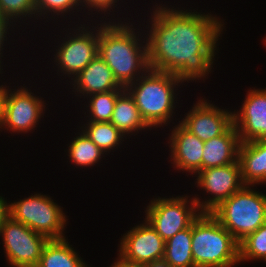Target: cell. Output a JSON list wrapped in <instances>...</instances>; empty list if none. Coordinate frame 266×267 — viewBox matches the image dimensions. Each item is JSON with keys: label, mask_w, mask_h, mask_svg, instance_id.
<instances>
[{"label": "cell", "mask_w": 266, "mask_h": 267, "mask_svg": "<svg viewBox=\"0 0 266 267\" xmlns=\"http://www.w3.org/2000/svg\"><path fill=\"white\" fill-rule=\"evenodd\" d=\"M156 4L145 31L150 69L174 74L183 83L205 82L213 71L225 20L217 14Z\"/></svg>", "instance_id": "cell-1"}, {"label": "cell", "mask_w": 266, "mask_h": 267, "mask_svg": "<svg viewBox=\"0 0 266 267\" xmlns=\"http://www.w3.org/2000/svg\"><path fill=\"white\" fill-rule=\"evenodd\" d=\"M112 14L109 21H100L98 55L113 71L117 82L126 88L150 68L146 34L145 30L140 32L128 16L129 21L124 17L116 19V14Z\"/></svg>", "instance_id": "cell-2"}, {"label": "cell", "mask_w": 266, "mask_h": 267, "mask_svg": "<svg viewBox=\"0 0 266 267\" xmlns=\"http://www.w3.org/2000/svg\"><path fill=\"white\" fill-rule=\"evenodd\" d=\"M182 85L185 84L174 74L149 68L125 89L133 97L145 122L157 129L173 121L178 106L179 92L176 91Z\"/></svg>", "instance_id": "cell-3"}, {"label": "cell", "mask_w": 266, "mask_h": 267, "mask_svg": "<svg viewBox=\"0 0 266 267\" xmlns=\"http://www.w3.org/2000/svg\"><path fill=\"white\" fill-rule=\"evenodd\" d=\"M191 250L195 267H234L239 263V243L211 213L192 222Z\"/></svg>", "instance_id": "cell-4"}, {"label": "cell", "mask_w": 266, "mask_h": 267, "mask_svg": "<svg viewBox=\"0 0 266 267\" xmlns=\"http://www.w3.org/2000/svg\"><path fill=\"white\" fill-rule=\"evenodd\" d=\"M254 187L244 185L211 212L238 243L266 222V195Z\"/></svg>", "instance_id": "cell-5"}, {"label": "cell", "mask_w": 266, "mask_h": 267, "mask_svg": "<svg viewBox=\"0 0 266 267\" xmlns=\"http://www.w3.org/2000/svg\"><path fill=\"white\" fill-rule=\"evenodd\" d=\"M89 17L90 16H86L84 21H90L92 25L94 23L95 26H92L90 22H87L88 24L83 23V25L78 22L76 25L74 20L72 23H74L75 26L72 24V28L69 27L70 29H66L65 27L60 35L54 34L56 37L60 36L57 38V42L60 43L58 46H54L58 48L54 50L55 54L53 57H55L51 59H55L53 63L55 64V68H57L56 74L59 76V73H61L60 76H64L62 78L65 79L66 77H68L69 80L71 78V80L68 81L69 83L98 55L100 22L99 19L95 20L94 18L93 20H89ZM65 31L67 33H63ZM63 34L65 37H63Z\"/></svg>", "instance_id": "cell-6"}, {"label": "cell", "mask_w": 266, "mask_h": 267, "mask_svg": "<svg viewBox=\"0 0 266 267\" xmlns=\"http://www.w3.org/2000/svg\"><path fill=\"white\" fill-rule=\"evenodd\" d=\"M63 207L48 194L34 193L24 199L10 202V216L33 231L50 239L66 238L67 216Z\"/></svg>", "instance_id": "cell-7"}, {"label": "cell", "mask_w": 266, "mask_h": 267, "mask_svg": "<svg viewBox=\"0 0 266 267\" xmlns=\"http://www.w3.org/2000/svg\"><path fill=\"white\" fill-rule=\"evenodd\" d=\"M157 197L146 206L145 220L165 242L188 228L201 213L193 196Z\"/></svg>", "instance_id": "cell-8"}, {"label": "cell", "mask_w": 266, "mask_h": 267, "mask_svg": "<svg viewBox=\"0 0 266 267\" xmlns=\"http://www.w3.org/2000/svg\"><path fill=\"white\" fill-rule=\"evenodd\" d=\"M10 267H36L48 238L9 216L0 230Z\"/></svg>", "instance_id": "cell-9"}, {"label": "cell", "mask_w": 266, "mask_h": 267, "mask_svg": "<svg viewBox=\"0 0 266 267\" xmlns=\"http://www.w3.org/2000/svg\"><path fill=\"white\" fill-rule=\"evenodd\" d=\"M24 85H20L17 89L15 85L7 86L1 132L7 129L6 131L11 134H16V132L17 134L31 133V131L36 130V125L39 124L41 118H44L46 105H48L45 103L46 100L44 101L43 97H39L32 92L33 90L30 91V87L28 89Z\"/></svg>", "instance_id": "cell-10"}, {"label": "cell", "mask_w": 266, "mask_h": 267, "mask_svg": "<svg viewBox=\"0 0 266 267\" xmlns=\"http://www.w3.org/2000/svg\"><path fill=\"white\" fill-rule=\"evenodd\" d=\"M192 177H197L195 179L197 188L206 194L208 193L207 195H211L204 198L205 200L202 197L193 196L201 213H211L224 200H227L244 186L239 160L225 166L200 170Z\"/></svg>", "instance_id": "cell-11"}, {"label": "cell", "mask_w": 266, "mask_h": 267, "mask_svg": "<svg viewBox=\"0 0 266 267\" xmlns=\"http://www.w3.org/2000/svg\"><path fill=\"white\" fill-rule=\"evenodd\" d=\"M124 233L120 238L118 255L125 261L145 265L155 260L163 259L165 241L155 229L145 220Z\"/></svg>", "instance_id": "cell-12"}, {"label": "cell", "mask_w": 266, "mask_h": 267, "mask_svg": "<svg viewBox=\"0 0 266 267\" xmlns=\"http://www.w3.org/2000/svg\"><path fill=\"white\" fill-rule=\"evenodd\" d=\"M197 99L179 122L204 142L222 135L233 124V111L222 109L208 99Z\"/></svg>", "instance_id": "cell-13"}, {"label": "cell", "mask_w": 266, "mask_h": 267, "mask_svg": "<svg viewBox=\"0 0 266 267\" xmlns=\"http://www.w3.org/2000/svg\"><path fill=\"white\" fill-rule=\"evenodd\" d=\"M247 92L241 108L233 112L241 143L266 139V88H251Z\"/></svg>", "instance_id": "cell-14"}, {"label": "cell", "mask_w": 266, "mask_h": 267, "mask_svg": "<svg viewBox=\"0 0 266 267\" xmlns=\"http://www.w3.org/2000/svg\"><path fill=\"white\" fill-rule=\"evenodd\" d=\"M169 136L170 161L179 172L196 175L202 170V157L205 142L177 122ZM191 173V174H190Z\"/></svg>", "instance_id": "cell-15"}, {"label": "cell", "mask_w": 266, "mask_h": 267, "mask_svg": "<svg viewBox=\"0 0 266 267\" xmlns=\"http://www.w3.org/2000/svg\"><path fill=\"white\" fill-rule=\"evenodd\" d=\"M70 92L75 93V97L83 98L91 94L108 92L112 90H125L113 75V71L97 55L71 82ZM77 94V95H76Z\"/></svg>", "instance_id": "cell-16"}, {"label": "cell", "mask_w": 266, "mask_h": 267, "mask_svg": "<svg viewBox=\"0 0 266 267\" xmlns=\"http://www.w3.org/2000/svg\"><path fill=\"white\" fill-rule=\"evenodd\" d=\"M241 141L232 124L222 135L205 141L202 170L235 163L238 160Z\"/></svg>", "instance_id": "cell-17"}, {"label": "cell", "mask_w": 266, "mask_h": 267, "mask_svg": "<svg viewBox=\"0 0 266 267\" xmlns=\"http://www.w3.org/2000/svg\"><path fill=\"white\" fill-rule=\"evenodd\" d=\"M238 160L244 185L266 184V139L241 143Z\"/></svg>", "instance_id": "cell-18"}, {"label": "cell", "mask_w": 266, "mask_h": 267, "mask_svg": "<svg viewBox=\"0 0 266 267\" xmlns=\"http://www.w3.org/2000/svg\"><path fill=\"white\" fill-rule=\"evenodd\" d=\"M110 123L128 138L142 130L152 129L142 118L133 97L126 89L117 97Z\"/></svg>", "instance_id": "cell-19"}, {"label": "cell", "mask_w": 266, "mask_h": 267, "mask_svg": "<svg viewBox=\"0 0 266 267\" xmlns=\"http://www.w3.org/2000/svg\"><path fill=\"white\" fill-rule=\"evenodd\" d=\"M67 239L48 240L36 267H91Z\"/></svg>", "instance_id": "cell-20"}, {"label": "cell", "mask_w": 266, "mask_h": 267, "mask_svg": "<svg viewBox=\"0 0 266 267\" xmlns=\"http://www.w3.org/2000/svg\"><path fill=\"white\" fill-rule=\"evenodd\" d=\"M81 125L82 126H79L80 130H82L106 155L110 154L111 150L112 152L113 150L116 151V148L124 144L122 143L124 138L125 140L128 139L110 122L86 121L85 123L82 121Z\"/></svg>", "instance_id": "cell-21"}, {"label": "cell", "mask_w": 266, "mask_h": 267, "mask_svg": "<svg viewBox=\"0 0 266 267\" xmlns=\"http://www.w3.org/2000/svg\"><path fill=\"white\" fill-rule=\"evenodd\" d=\"M75 135L77 136L70 140V144H67L68 150H64L66 155L69 156V162L72 164L74 163V165L82 169L84 167L88 169V167L101 162L103 157L105 159L106 154L98 148L82 130H79Z\"/></svg>", "instance_id": "cell-22"}, {"label": "cell", "mask_w": 266, "mask_h": 267, "mask_svg": "<svg viewBox=\"0 0 266 267\" xmlns=\"http://www.w3.org/2000/svg\"><path fill=\"white\" fill-rule=\"evenodd\" d=\"M192 224L165 242L164 260L172 267H195L191 250Z\"/></svg>", "instance_id": "cell-23"}, {"label": "cell", "mask_w": 266, "mask_h": 267, "mask_svg": "<svg viewBox=\"0 0 266 267\" xmlns=\"http://www.w3.org/2000/svg\"><path fill=\"white\" fill-rule=\"evenodd\" d=\"M35 6H36V19L37 20L41 19L40 21L46 19L45 23L46 22L49 23V21L51 22V20H53L54 22L52 21V23H55V25L56 24L59 25L58 21H56L59 19V16L61 18V21L63 22L62 18H67V15H69L68 18L70 20L72 16L73 17L74 15L78 16L79 22L80 23L82 22L81 21L82 18L79 17L81 15L77 14V12L81 13L79 0H35ZM74 12L76 13L74 14Z\"/></svg>", "instance_id": "cell-24"}, {"label": "cell", "mask_w": 266, "mask_h": 267, "mask_svg": "<svg viewBox=\"0 0 266 267\" xmlns=\"http://www.w3.org/2000/svg\"><path fill=\"white\" fill-rule=\"evenodd\" d=\"M123 91L124 90H112L91 94L86 97L88 105L85 106V104H82L87 110V112L85 111L84 113V116L87 113L85 121L110 122L117 97Z\"/></svg>", "instance_id": "cell-25"}, {"label": "cell", "mask_w": 266, "mask_h": 267, "mask_svg": "<svg viewBox=\"0 0 266 267\" xmlns=\"http://www.w3.org/2000/svg\"><path fill=\"white\" fill-rule=\"evenodd\" d=\"M266 258V222L239 243V263Z\"/></svg>", "instance_id": "cell-26"}, {"label": "cell", "mask_w": 266, "mask_h": 267, "mask_svg": "<svg viewBox=\"0 0 266 267\" xmlns=\"http://www.w3.org/2000/svg\"><path fill=\"white\" fill-rule=\"evenodd\" d=\"M0 12L15 24L20 23L19 27L22 22L30 25L26 20H36L35 0H0Z\"/></svg>", "instance_id": "cell-27"}, {"label": "cell", "mask_w": 266, "mask_h": 267, "mask_svg": "<svg viewBox=\"0 0 266 267\" xmlns=\"http://www.w3.org/2000/svg\"><path fill=\"white\" fill-rule=\"evenodd\" d=\"M120 1L123 2L125 0H120ZM118 2H119V0H79L81 11H82V9L84 11L81 14L85 13L87 10L89 11V12L87 11L82 16L87 14V16L91 15V17H94L93 14H95V15H97L95 17L98 18L99 14L103 15V13H104V16L99 17V19H100L99 21H105V20L108 21L107 17L110 16V12L111 13L112 12H117L118 13L119 10L115 11V7L117 9H119V7H120V9H121V5L118 6V4H117ZM113 8H114V10H113ZM93 11H95V12L93 13Z\"/></svg>", "instance_id": "cell-28"}, {"label": "cell", "mask_w": 266, "mask_h": 267, "mask_svg": "<svg viewBox=\"0 0 266 267\" xmlns=\"http://www.w3.org/2000/svg\"><path fill=\"white\" fill-rule=\"evenodd\" d=\"M16 26L19 27L18 24H15L12 20L8 19L0 12V74L5 73L2 71L3 70L2 67L4 66L2 64V62H3L2 60H4V59H2V57H4V55H3V52H4L3 50L5 49L4 47L7 44H11V43H9V38L7 37V34H8V36H9V34L12 36L11 33L13 32V35H14L15 34L14 31H16L14 29H16ZM7 40H8V42H7Z\"/></svg>", "instance_id": "cell-29"}, {"label": "cell", "mask_w": 266, "mask_h": 267, "mask_svg": "<svg viewBox=\"0 0 266 267\" xmlns=\"http://www.w3.org/2000/svg\"><path fill=\"white\" fill-rule=\"evenodd\" d=\"M10 216V201L0 195V230L4 225L5 220Z\"/></svg>", "instance_id": "cell-30"}, {"label": "cell", "mask_w": 266, "mask_h": 267, "mask_svg": "<svg viewBox=\"0 0 266 267\" xmlns=\"http://www.w3.org/2000/svg\"><path fill=\"white\" fill-rule=\"evenodd\" d=\"M4 85L2 84L0 85V131H1V126L3 124L5 99L7 96V86H6L7 84L4 83Z\"/></svg>", "instance_id": "cell-31"}, {"label": "cell", "mask_w": 266, "mask_h": 267, "mask_svg": "<svg viewBox=\"0 0 266 267\" xmlns=\"http://www.w3.org/2000/svg\"><path fill=\"white\" fill-rule=\"evenodd\" d=\"M109 267H143V265L125 261L118 255L115 262L112 263Z\"/></svg>", "instance_id": "cell-32"}, {"label": "cell", "mask_w": 266, "mask_h": 267, "mask_svg": "<svg viewBox=\"0 0 266 267\" xmlns=\"http://www.w3.org/2000/svg\"><path fill=\"white\" fill-rule=\"evenodd\" d=\"M143 267H172L168 262L164 259L155 260L151 263H147L143 265Z\"/></svg>", "instance_id": "cell-33"}]
</instances>
